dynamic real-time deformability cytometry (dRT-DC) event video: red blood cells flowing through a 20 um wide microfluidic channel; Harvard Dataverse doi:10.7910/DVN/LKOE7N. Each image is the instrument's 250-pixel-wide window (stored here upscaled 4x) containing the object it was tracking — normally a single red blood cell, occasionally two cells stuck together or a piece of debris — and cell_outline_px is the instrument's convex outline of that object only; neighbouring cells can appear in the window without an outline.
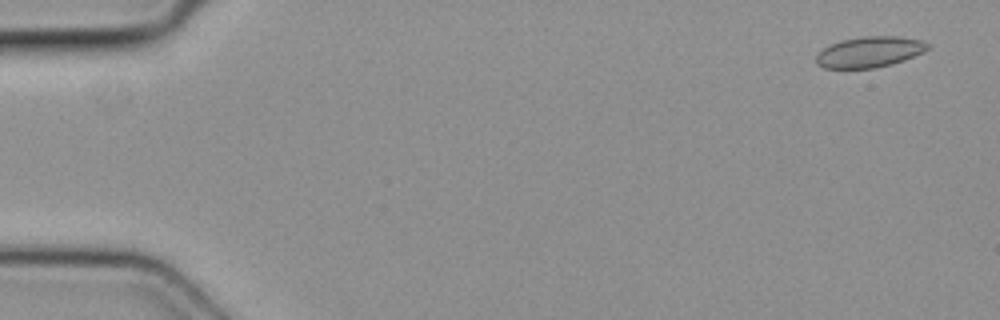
{"species": "common noctule bat (a hibernating species)", "species_latin": "Nyctalus noctula", "temperature_condition": "cold", "stored_images_in_passage": 4, "camera_frame_rate_fps": 3000, "um_per_image_px": 0.085, "animal": {"sex": "female", "body_mass_g": 19.3, "forearm_length_mm": 54.1}, "frame": {"image": 1, "passage_image": 1, "time_ms": 0.0, "image_size_px": [1000, 320], "cell_outline_px": [[928, 48], [924, 52], [904, 60], [892, 64], [876, 68], [824, 68], [816, 64], [816, 56], [824, 48], [840, 40], [860, 36], [896, 36], [920, 40], [928, 44]], "centroid_in_image_um": [73.9, 4.42], "position_along_channel_um": 11.1, "area_um2": 19.94}}